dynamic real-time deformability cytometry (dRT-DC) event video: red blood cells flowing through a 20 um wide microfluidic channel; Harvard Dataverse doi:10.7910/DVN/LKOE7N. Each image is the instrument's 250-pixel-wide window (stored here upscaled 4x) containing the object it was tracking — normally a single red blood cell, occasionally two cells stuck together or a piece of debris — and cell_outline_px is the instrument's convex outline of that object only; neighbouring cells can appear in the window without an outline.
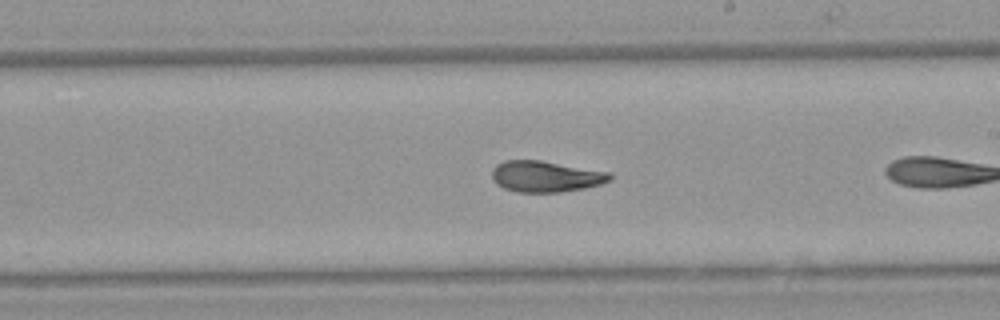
{"species": "Egyptian fruit bat (a non-hibernating species)", "species_latin": "Rousettus aegyptiacus", "temperature_condition": "warm", "stored_images_in_passage": 14, "camera_frame_rate_fps": 3000, "um_per_image_px": 0.085, "animal": {"sex": "female"}, "frame": {"image": 1, "passage_image": 12, "time_ms": 3.667, "image_size_px": [1000, 320], "cell_outline_px": [[612, 180], [600, 184], [584, 188], [560, 192], [516, 192], [504, 188], [496, 184], [492, 180], [492, 168], [496, 164], [504, 160], [540, 160], [612, 172]], "centroid_in_image_um": [46.38, 14.99], "position_along_channel_um": 242.6, "area_um2": 21.62}}